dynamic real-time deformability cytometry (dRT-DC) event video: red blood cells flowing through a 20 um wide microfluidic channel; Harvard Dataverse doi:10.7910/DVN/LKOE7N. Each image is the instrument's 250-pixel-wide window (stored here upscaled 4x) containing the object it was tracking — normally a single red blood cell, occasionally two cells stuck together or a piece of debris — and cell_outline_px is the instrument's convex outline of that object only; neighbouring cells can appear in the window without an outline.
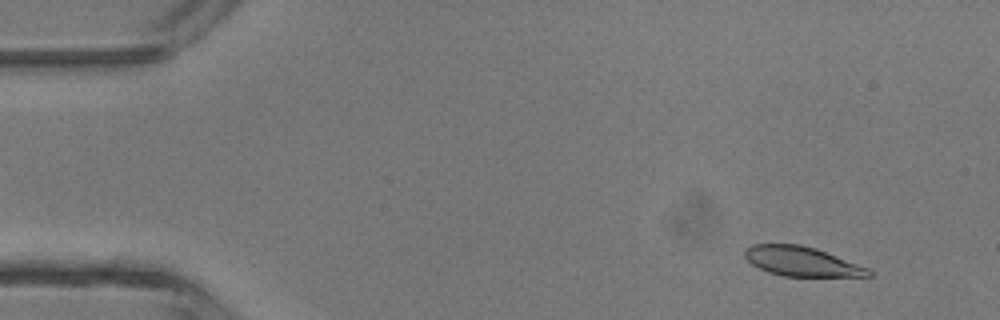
{"species": "common noctule bat (a hibernating species)", "species_latin": "Nyctalus noctula", "temperature_condition": "room temperature", "stored_images_in_passage": 5, "camera_frame_rate_fps": 3000, "um_per_image_px": 0.085, "animal": {"sex": "male", "body_mass_g": 13.3}, "frame": {"image": 1, "passage_image": 1, "time_ms": 0.0, "image_size_px": [1000, 320], "cell_outline_px": [[872, 276], [784, 276], [768, 272], [752, 264], [744, 256], [744, 248], [752, 244], [800, 244], [816, 248], [868, 268], [872, 272]], "centroid_in_image_um": [68.11, 22.21], "position_along_channel_um": 16.9, "area_um2": 21.15}}
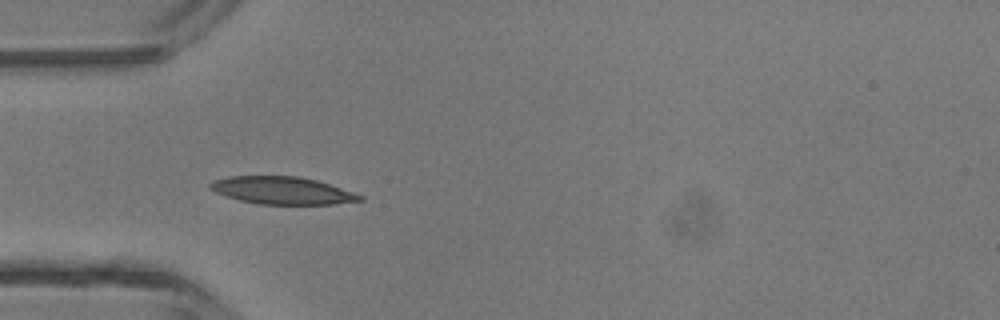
{"frame": {"image": 2, "passage_image": 4, "time_ms": 1.0, "image_size_px": [1000, 320], "cell_outline_px": [[364, 200], [332, 204], [260, 204], [240, 200], [224, 196], [208, 188], [208, 184], [212, 180], [228, 176], [300, 176], [316, 180], [364, 196]], "centroid_in_image_um": [23.93, 16.18], "position_along_channel_um": 61.1, "area_um2": 23.93}}
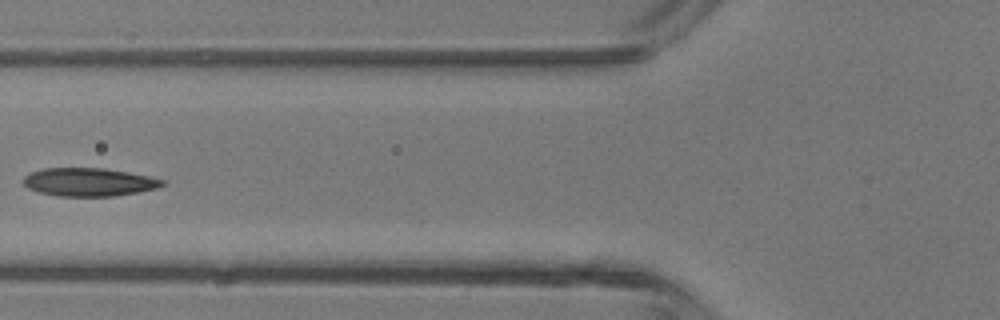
{"frame": {"image": 3, "passage_image": 5, "time_ms": 1.333, "image_size_px": [1000, 320], "cell_outline_px": [[168, 184], [156, 188], [136, 192], [112, 196], [56, 196], [40, 192], [28, 188], [24, 184], [24, 176], [32, 172], [44, 168], [104, 168], [128, 172], [148, 176], [164, 180]], "centroid_in_image_um": [7.57, 15.47], "position_along_channel_um": 118.2, "area_um2": 22.72}}